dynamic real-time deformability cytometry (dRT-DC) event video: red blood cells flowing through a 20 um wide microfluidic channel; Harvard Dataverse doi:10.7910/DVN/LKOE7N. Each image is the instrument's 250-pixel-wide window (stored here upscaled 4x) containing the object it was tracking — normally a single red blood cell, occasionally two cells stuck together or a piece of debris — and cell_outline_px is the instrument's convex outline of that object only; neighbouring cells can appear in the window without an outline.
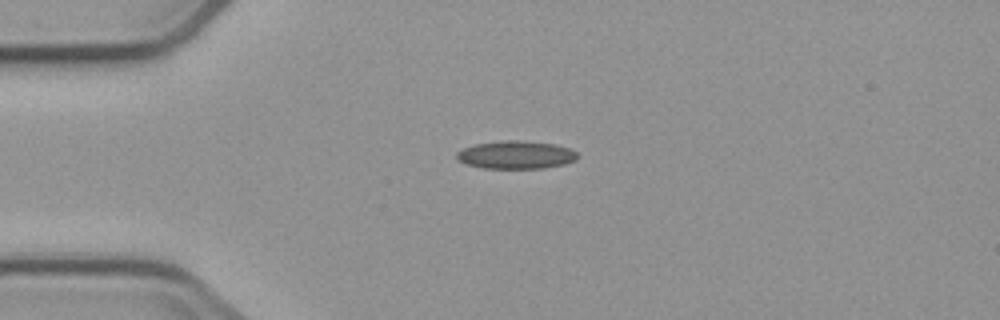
{"species": "common noctule bat (a hibernating species)", "species_latin": "Nyctalus noctula", "temperature_condition": "cold", "stored_images_in_passage": 6, "camera_frame_rate_fps": 3000, "um_per_image_px": 0.085, "animal": {"sex": "male", "body_mass_g": 23.1, "forearm_length_mm": 52.7}, "frame": {"image": 1, "passage_image": 3, "time_ms": 2.333, "image_size_px": [1000, 320], "cell_outline_px": [[576, 160], [564, 164], [544, 168], [484, 168], [468, 164], [460, 160], [456, 156], [456, 152], [464, 148], [476, 144], [504, 140], [524, 140], [556, 144], [568, 148], [576, 152]], "centroid_in_image_um": [43.87, 13.15], "position_along_channel_um": 41.1, "area_um2": 19.54}}
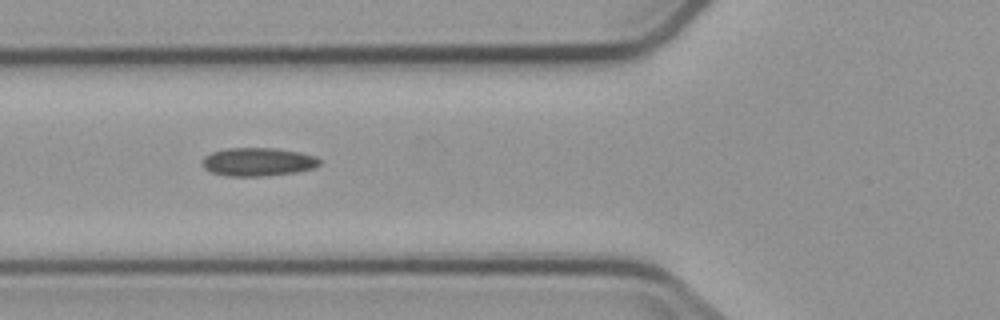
{"frame": {"image": 2, "passage_image": 5, "time_ms": 4.667, "image_size_px": [1000, 320], "cell_outline_px": [[320, 164], [312, 168], [296, 172], [264, 176], [228, 176], [212, 172], [204, 168], [204, 156], [212, 152], [228, 148], [272, 148], [300, 152], [316, 156], [320, 160]], "centroid_in_image_um": [21.94, 13.76], "position_along_channel_um": 103.9, "area_um2": 19.19}}
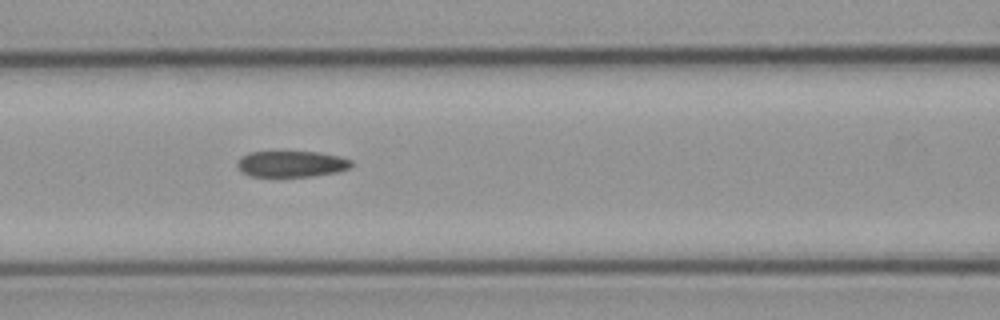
{"frame": {"image": 3, "passage_image": 6, "time_ms": 5.667, "image_size_px": [1000, 320], "cell_outline_px": [[352, 164], [348, 168], [336, 172], [312, 176], [252, 176], [244, 172], [236, 164], [240, 156], [248, 152], [320, 152], [340, 156], [352, 160]], "centroid_in_image_um": [24.78, 13.92], "position_along_channel_um": 141.8, "area_um2": 17.22}}